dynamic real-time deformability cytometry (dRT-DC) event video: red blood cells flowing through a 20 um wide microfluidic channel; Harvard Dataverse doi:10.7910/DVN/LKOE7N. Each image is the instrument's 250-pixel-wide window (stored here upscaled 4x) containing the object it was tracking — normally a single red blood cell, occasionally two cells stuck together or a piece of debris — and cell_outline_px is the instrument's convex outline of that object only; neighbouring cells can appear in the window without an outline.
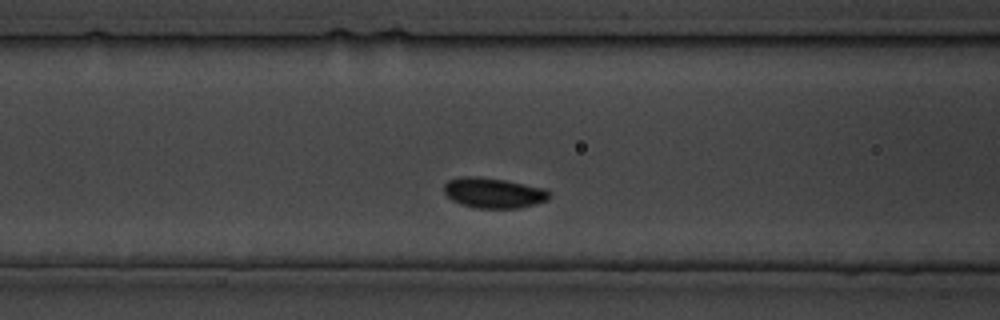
{"species": "common noctule bat (a hibernating species)", "species_latin": "Nyctalus noctula", "temperature_condition": "cold", "stored_images_in_passage": 10, "camera_frame_rate_fps": 3000, "um_per_image_px": 0.085, "animal": {"sex": "male", "body_mass_g": 19.5, "forearm_length_mm": 54.6}, "frame": {"image": 1, "passage_image": 7, "time_ms": 7.0, "image_size_px": [1000, 320], "cell_outline_px": [[552, 192], [548, 200], [520, 208], [476, 208], [460, 204], [452, 200], [444, 192], [444, 184], [448, 180], [460, 176], [480, 176], [504, 180], [544, 188]], "centroid_in_image_um": [41.95, 16.39], "position_along_channel_um": 124.7, "area_um2": 18.73}}
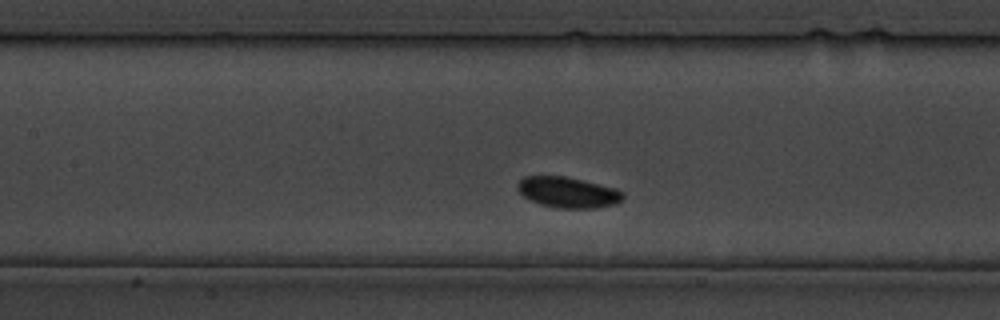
{"frame": {"image": 2, "passage_image": 9, "time_ms": 9.333, "image_size_px": [1000, 320], "cell_outline_px": [[624, 196], [616, 204], [596, 208], [560, 208], [540, 204], [524, 196], [516, 188], [516, 184], [524, 176], [564, 176], [616, 188], [624, 192]], "centroid_in_image_um": [48.28, 16.34], "position_along_channel_um": 159.1, "area_um2": 18.79}}